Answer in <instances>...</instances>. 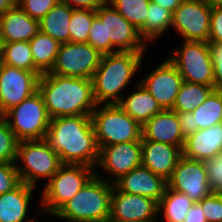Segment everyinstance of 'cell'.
I'll list each match as a JSON object with an SVG mask.
<instances>
[{
	"label": "cell",
	"mask_w": 222,
	"mask_h": 222,
	"mask_svg": "<svg viewBox=\"0 0 222 222\" xmlns=\"http://www.w3.org/2000/svg\"><path fill=\"white\" fill-rule=\"evenodd\" d=\"M34 188L36 187L21 182L13 190L0 194V222H24ZM34 220L33 218L29 222H35Z\"/></svg>",
	"instance_id": "obj_23"
},
{
	"label": "cell",
	"mask_w": 222,
	"mask_h": 222,
	"mask_svg": "<svg viewBox=\"0 0 222 222\" xmlns=\"http://www.w3.org/2000/svg\"><path fill=\"white\" fill-rule=\"evenodd\" d=\"M182 82L181 74L168 59L150 72L140 83L156 99L162 109H172Z\"/></svg>",
	"instance_id": "obj_16"
},
{
	"label": "cell",
	"mask_w": 222,
	"mask_h": 222,
	"mask_svg": "<svg viewBox=\"0 0 222 222\" xmlns=\"http://www.w3.org/2000/svg\"><path fill=\"white\" fill-rule=\"evenodd\" d=\"M142 165L152 173L168 181L173 173L182 150L178 146L141 138Z\"/></svg>",
	"instance_id": "obj_19"
},
{
	"label": "cell",
	"mask_w": 222,
	"mask_h": 222,
	"mask_svg": "<svg viewBox=\"0 0 222 222\" xmlns=\"http://www.w3.org/2000/svg\"><path fill=\"white\" fill-rule=\"evenodd\" d=\"M14 164L16 163L0 164V194L13 190L21 183L16 165Z\"/></svg>",
	"instance_id": "obj_38"
},
{
	"label": "cell",
	"mask_w": 222,
	"mask_h": 222,
	"mask_svg": "<svg viewBox=\"0 0 222 222\" xmlns=\"http://www.w3.org/2000/svg\"><path fill=\"white\" fill-rule=\"evenodd\" d=\"M177 68L183 81L205 86H213L214 69L209 50V43L185 41L180 50H175L169 59Z\"/></svg>",
	"instance_id": "obj_9"
},
{
	"label": "cell",
	"mask_w": 222,
	"mask_h": 222,
	"mask_svg": "<svg viewBox=\"0 0 222 222\" xmlns=\"http://www.w3.org/2000/svg\"><path fill=\"white\" fill-rule=\"evenodd\" d=\"M41 72H31L1 63L0 104L5 112L38 90Z\"/></svg>",
	"instance_id": "obj_14"
},
{
	"label": "cell",
	"mask_w": 222,
	"mask_h": 222,
	"mask_svg": "<svg viewBox=\"0 0 222 222\" xmlns=\"http://www.w3.org/2000/svg\"><path fill=\"white\" fill-rule=\"evenodd\" d=\"M207 176L208 184L212 193H221L222 194V157L218 155L214 158H211L207 161H204Z\"/></svg>",
	"instance_id": "obj_37"
},
{
	"label": "cell",
	"mask_w": 222,
	"mask_h": 222,
	"mask_svg": "<svg viewBox=\"0 0 222 222\" xmlns=\"http://www.w3.org/2000/svg\"><path fill=\"white\" fill-rule=\"evenodd\" d=\"M167 184L170 189L186 194L195 203L212 193L204 161L189 159L183 155Z\"/></svg>",
	"instance_id": "obj_12"
},
{
	"label": "cell",
	"mask_w": 222,
	"mask_h": 222,
	"mask_svg": "<svg viewBox=\"0 0 222 222\" xmlns=\"http://www.w3.org/2000/svg\"><path fill=\"white\" fill-rule=\"evenodd\" d=\"M59 2V0H18V6L31 18L40 22Z\"/></svg>",
	"instance_id": "obj_35"
},
{
	"label": "cell",
	"mask_w": 222,
	"mask_h": 222,
	"mask_svg": "<svg viewBox=\"0 0 222 222\" xmlns=\"http://www.w3.org/2000/svg\"><path fill=\"white\" fill-rule=\"evenodd\" d=\"M184 222H207L203 209L198 202L189 209Z\"/></svg>",
	"instance_id": "obj_44"
},
{
	"label": "cell",
	"mask_w": 222,
	"mask_h": 222,
	"mask_svg": "<svg viewBox=\"0 0 222 222\" xmlns=\"http://www.w3.org/2000/svg\"><path fill=\"white\" fill-rule=\"evenodd\" d=\"M213 62L215 91L222 92V42H208Z\"/></svg>",
	"instance_id": "obj_39"
},
{
	"label": "cell",
	"mask_w": 222,
	"mask_h": 222,
	"mask_svg": "<svg viewBox=\"0 0 222 222\" xmlns=\"http://www.w3.org/2000/svg\"><path fill=\"white\" fill-rule=\"evenodd\" d=\"M16 158L24 163L23 167L16 165L21 182L34 187L39 178L50 180L62 165L58 153L46 139L19 141Z\"/></svg>",
	"instance_id": "obj_6"
},
{
	"label": "cell",
	"mask_w": 222,
	"mask_h": 222,
	"mask_svg": "<svg viewBox=\"0 0 222 222\" xmlns=\"http://www.w3.org/2000/svg\"><path fill=\"white\" fill-rule=\"evenodd\" d=\"M207 222H222V194L211 193L198 202Z\"/></svg>",
	"instance_id": "obj_36"
},
{
	"label": "cell",
	"mask_w": 222,
	"mask_h": 222,
	"mask_svg": "<svg viewBox=\"0 0 222 222\" xmlns=\"http://www.w3.org/2000/svg\"><path fill=\"white\" fill-rule=\"evenodd\" d=\"M3 45H4V42H3V39H2V34H1V29H0V59H1V56H2V52H3Z\"/></svg>",
	"instance_id": "obj_49"
},
{
	"label": "cell",
	"mask_w": 222,
	"mask_h": 222,
	"mask_svg": "<svg viewBox=\"0 0 222 222\" xmlns=\"http://www.w3.org/2000/svg\"><path fill=\"white\" fill-rule=\"evenodd\" d=\"M61 3L67 4L74 9L94 10L96 11L107 0H59ZM75 4L74 6L71 4Z\"/></svg>",
	"instance_id": "obj_42"
},
{
	"label": "cell",
	"mask_w": 222,
	"mask_h": 222,
	"mask_svg": "<svg viewBox=\"0 0 222 222\" xmlns=\"http://www.w3.org/2000/svg\"><path fill=\"white\" fill-rule=\"evenodd\" d=\"M180 121V127L183 136L186 138L188 135L194 133V121L192 112H177Z\"/></svg>",
	"instance_id": "obj_43"
},
{
	"label": "cell",
	"mask_w": 222,
	"mask_h": 222,
	"mask_svg": "<svg viewBox=\"0 0 222 222\" xmlns=\"http://www.w3.org/2000/svg\"><path fill=\"white\" fill-rule=\"evenodd\" d=\"M18 140L6 120L0 122V164L16 163Z\"/></svg>",
	"instance_id": "obj_34"
},
{
	"label": "cell",
	"mask_w": 222,
	"mask_h": 222,
	"mask_svg": "<svg viewBox=\"0 0 222 222\" xmlns=\"http://www.w3.org/2000/svg\"><path fill=\"white\" fill-rule=\"evenodd\" d=\"M74 8L59 2L39 22L40 31L59 44L69 42V25Z\"/></svg>",
	"instance_id": "obj_25"
},
{
	"label": "cell",
	"mask_w": 222,
	"mask_h": 222,
	"mask_svg": "<svg viewBox=\"0 0 222 222\" xmlns=\"http://www.w3.org/2000/svg\"><path fill=\"white\" fill-rule=\"evenodd\" d=\"M138 31L144 26L150 0H107Z\"/></svg>",
	"instance_id": "obj_32"
},
{
	"label": "cell",
	"mask_w": 222,
	"mask_h": 222,
	"mask_svg": "<svg viewBox=\"0 0 222 222\" xmlns=\"http://www.w3.org/2000/svg\"><path fill=\"white\" fill-rule=\"evenodd\" d=\"M94 10L73 9L69 25V42L87 43Z\"/></svg>",
	"instance_id": "obj_33"
},
{
	"label": "cell",
	"mask_w": 222,
	"mask_h": 222,
	"mask_svg": "<svg viewBox=\"0 0 222 222\" xmlns=\"http://www.w3.org/2000/svg\"><path fill=\"white\" fill-rule=\"evenodd\" d=\"M34 66L43 74L49 72L55 62L60 44L49 35L39 31L29 41Z\"/></svg>",
	"instance_id": "obj_26"
},
{
	"label": "cell",
	"mask_w": 222,
	"mask_h": 222,
	"mask_svg": "<svg viewBox=\"0 0 222 222\" xmlns=\"http://www.w3.org/2000/svg\"><path fill=\"white\" fill-rule=\"evenodd\" d=\"M18 5V0H0V15Z\"/></svg>",
	"instance_id": "obj_46"
},
{
	"label": "cell",
	"mask_w": 222,
	"mask_h": 222,
	"mask_svg": "<svg viewBox=\"0 0 222 222\" xmlns=\"http://www.w3.org/2000/svg\"><path fill=\"white\" fill-rule=\"evenodd\" d=\"M112 183L118 191L148 197L157 203L168 186L164 178L155 175L142 164L118 180L113 179Z\"/></svg>",
	"instance_id": "obj_18"
},
{
	"label": "cell",
	"mask_w": 222,
	"mask_h": 222,
	"mask_svg": "<svg viewBox=\"0 0 222 222\" xmlns=\"http://www.w3.org/2000/svg\"><path fill=\"white\" fill-rule=\"evenodd\" d=\"M138 91L117 103L132 119L143 126L149 119L163 109L147 89L138 82Z\"/></svg>",
	"instance_id": "obj_24"
},
{
	"label": "cell",
	"mask_w": 222,
	"mask_h": 222,
	"mask_svg": "<svg viewBox=\"0 0 222 222\" xmlns=\"http://www.w3.org/2000/svg\"><path fill=\"white\" fill-rule=\"evenodd\" d=\"M221 152L222 122L188 135L182 149L184 157L199 161H207Z\"/></svg>",
	"instance_id": "obj_21"
},
{
	"label": "cell",
	"mask_w": 222,
	"mask_h": 222,
	"mask_svg": "<svg viewBox=\"0 0 222 222\" xmlns=\"http://www.w3.org/2000/svg\"><path fill=\"white\" fill-rule=\"evenodd\" d=\"M158 203L148 197L118 191L111 195L109 222H157Z\"/></svg>",
	"instance_id": "obj_15"
},
{
	"label": "cell",
	"mask_w": 222,
	"mask_h": 222,
	"mask_svg": "<svg viewBox=\"0 0 222 222\" xmlns=\"http://www.w3.org/2000/svg\"><path fill=\"white\" fill-rule=\"evenodd\" d=\"M151 2L160 5L163 8H166L170 12H174L183 0H150Z\"/></svg>",
	"instance_id": "obj_45"
},
{
	"label": "cell",
	"mask_w": 222,
	"mask_h": 222,
	"mask_svg": "<svg viewBox=\"0 0 222 222\" xmlns=\"http://www.w3.org/2000/svg\"><path fill=\"white\" fill-rule=\"evenodd\" d=\"M6 120V112L4 111L2 105L0 104V122Z\"/></svg>",
	"instance_id": "obj_48"
},
{
	"label": "cell",
	"mask_w": 222,
	"mask_h": 222,
	"mask_svg": "<svg viewBox=\"0 0 222 222\" xmlns=\"http://www.w3.org/2000/svg\"><path fill=\"white\" fill-rule=\"evenodd\" d=\"M7 117L13 118V122ZM6 121L18 141L45 139L51 117L37 90L6 112Z\"/></svg>",
	"instance_id": "obj_7"
},
{
	"label": "cell",
	"mask_w": 222,
	"mask_h": 222,
	"mask_svg": "<svg viewBox=\"0 0 222 222\" xmlns=\"http://www.w3.org/2000/svg\"><path fill=\"white\" fill-rule=\"evenodd\" d=\"M102 54L88 43L60 44L52 69L47 72L66 77L92 79Z\"/></svg>",
	"instance_id": "obj_11"
},
{
	"label": "cell",
	"mask_w": 222,
	"mask_h": 222,
	"mask_svg": "<svg viewBox=\"0 0 222 222\" xmlns=\"http://www.w3.org/2000/svg\"><path fill=\"white\" fill-rule=\"evenodd\" d=\"M145 140L178 146L181 150L185 143L178 113L172 109H163L142 126Z\"/></svg>",
	"instance_id": "obj_20"
},
{
	"label": "cell",
	"mask_w": 222,
	"mask_h": 222,
	"mask_svg": "<svg viewBox=\"0 0 222 222\" xmlns=\"http://www.w3.org/2000/svg\"><path fill=\"white\" fill-rule=\"evenodd\" d=\"M144 52H116L103 54L92 77L96 103L117 104L120 91L131 81L140 66ZM110 99V100H109Z\"/></svg>",
	"instance_id": "obj_3"
},
{
	"label": "cell",
	"mask_w": 222,
	"mask_h": 222,
	"mask_svg": "<svg viewBox=\"0 0 222 222\" xmlns=\"http://www.w3.org/2000/svg\"><path fill=\"white\" fill-rule=\"evenodd\" d=\"M38 91L51 119L91 115L98 105L93 94L92 79L43 73L38 80Z\"/></svg>",
	"instance_id": "obj_2"
},
{
	"label": "cell",
	"mask_w": 222,
	"mask_h": 222,
	"mask_svg": "<svg viewBox=\"0 0 222 222\" xmlns=\"http://www.w3.org/2000/svg\"><path fill=\"white\" fill-rule=\"evenodd\" d=\"M113 183L96 173L53 216L71 222H109Z\"/></svg>",
	"instance_id": "obj_4"
},
{
	"label": "cell",
	"mask_w": 222,
	"mask_h": 222,
	"mask_svg": "<svg viewBox=\"0 0 222 222\" xmlns=\"http://www.w3.org/2000/svg\"><path fill=\"white\" fill-rule=\"evenodd\" d=\"M98 148L127 142H141L142 126L118 104H105L90 115Z\"/></svg>",
	"instance_id": "obj_5"
},
{
	"label": "cell",
	"mask_w": 222,
	"mask_h": 222,
	"mask_svg": "<svg viewBox=\"0 0 222 222\" xmlns=\"http://www.w3.org/2000/svg\"><path fill=\"white\" fill-rule=\"evenodd\" d=\"M212 8L201 0L182 1L173 12L172 26L185 41L208 43Z\"/></svg>",
	"instance_id": "obj_13"
},
{
	"label": "cell",
	"mask_w": 222,
	"mask_h": 222,
	"mask_svg": "<svg viewBox=\"0 0 222 222\" xmlns=\"http://www.w3.org/2000/svg\"><path fill=\"white\" fill-rule=\"evenodd\" d=\"M194 133L222 122V92L213 91L194 111Z\"/></svg>",
	"instance_id": "obj_29"
},
{
	"label": "cell",
	"mask_w": 222,
	"mask_h": 222,
	"mask_svg": "<svg viewBox=\"0 0 222 222\" xmlns=\"http://www.w3.org/2000/svg\"><path fill=\"white\" fill-rule=\"evenodd\" d=\"M208 42H222V7L212 8Z\"/></svg>",
	"instance_id": "obj_41"
},
{
	"label": "cell",
	"mask_w": 222,
	"mask_h": 222,
	"mask_svg": "<svg viewBox=\"0 0 222 222\" xmlns=\"http://www.w3.org/2000/svg\"><path fill=\"white\" fill-rule=\"evenodd\" d=\"M94 168L82 164H62L44 187L42 212L54 214L95 174Z\"/></svg>",
	"instance_id": "obj_8"
},
{
	"label": "cell",
	"mask_w": 222,
	"mask_h": 222,
	"mask_svg": "<svg viewBox=\"0 0 222 222\" xmlns=\"http://www.w3.org/2000/svg\"><path fill=\"white\" fill-rule=\"evenodd\" d=\"M109 5V6H108ZM104 25L105 54L116 52H144L145 43L139 31L106 1L96 11ZM144 43V44H143ZM113 46L118 50L112 51Z\"/></svg>",
	"instance_id": "obj_10"
},
{
	"label": "cell",
	"mask_w": 222,
	"mask_h": 222,
	"mask_svg": "<svg viewBox=\"0 0 222 222\" xmlns=\"http://www.w3.org/2000/svg\"><path fill=\"white\" fill-rule=\"evenodd\" d=\"M87 43L94 49H97L102 55L105 54L104 25L97 16L92 20Z\"/></svg>",
	"instance_id": "obj_40"
},
{
	"label": "cell",
	"mask_w": 222,
	"mask_h": 222,
	"mask_svg": "<svg viewBox=\"0 0 222 222\" xmlns=\"http://www.w3.org/2000/svg\"><path fill=\"white\" fill-rule=\"evenodd\" d=\"M210 8L222 7V0H201Z\"/></svg>",
	"instance_id": "obj_47"
},
{
	"label": "cell",
	"mask_w": 222,
	"mask_h": 222,
	"mask_svg": "<svg viewBox=\"0 0 222 222\" xmlns=\"http://www.w3.org/2000/svg\"><path fill=\"white\" fill-rule=\"evenodd\" d=\"M0 29L4 43L29 42L39 31V21L31 18L18 5L0 15Z\"/></svg>",
	"instance_id": "obj_22"
},
{
	"label": "cell",
	"mask_w": 222,
	"mask_h": 222,
	"mask_svg": "<svg viewBox=\"0 0 222 222\" xmlns=\"http://www.w3.org/2000/svg\"><path fill=\"white\" fill-rule=\"evenodd\" d=\"M145 26L139 31L143 40H154L172 25L173 13L150 1Z\"/></svg>",
	"instance_id": "obj_31"
},
{
	"label": "cell",
	"mask_w": 222,
	"mask_h": 222,
	"mask_svg": "<svg viewBox=\"0 0 222 222\" xmlns=\"http://www.w3.org/2000/svg\"><path fill=\"white\" fill-rule=\"evenodd\" d=\"M98 165L109 174L121 176L128 174L142 164L141 142H127L99 148Z\"/></svg>",
	"instance_id": "obj_17"
},
{
	"label": "cell",
	"mask_w": 222,
	"mask_h": 222,
	"mask_svg": "<svg viewBox=\"0 0 222 222\" xmlns=\"http://www.w3.org/2000/svg\"><path fill=\"white\" fill-rule=\"evenodd\" d=\"M45 139L58 153L62 164L95 168L99 148L90 115L52 118Z\"/></svg>",
	"instance_id": "obj_1"
},
{
	"label": "cell",
	"mask_w": 222,
	"mask_h": 222,
	"mask_svg": "<svg viewBox=\"0 0 222 222\" xmlns=\"http://www.w3.org/2000/svg\"><path fill=\"white\" fill-rule=\"evenodd\" d=\"M1 63L31 72H40L35 66L29 42H8L3 45Z\"/></svg>",
	"instance_id": "obj_30"
},
{
	"label": "cell",
	"mask_w": 222,
	"mask_h": 222,
	"mask_svg": "<svg viewBox=\"0 0 222 222\" xmlns=\"http://www.w3.org/2000/svg\"><path fill=\"white\" fill-rule=\"evenodd\" d=\"M194 203L186 194L174 191L167 186L158 202V211L164 210L166 222H184Z\"/></svg>",
	"instance_id": "obj_27"
},
{
	"label": "cell",
	"mask_w": 222,
	"mask_h": 222,
	"mask_svg": "<svg viewBox=\"0 0 222 222\" xmlns=\"http://www.w3.org/2000/svg\"><path fill=\"white\" fill-rule=\"evenodd\" d=\"M213 91V86L183 81L172 110L175 112H192L199 107Z\"/></svg>",
	"instance_id": "obj_28"
}]
</instances>
